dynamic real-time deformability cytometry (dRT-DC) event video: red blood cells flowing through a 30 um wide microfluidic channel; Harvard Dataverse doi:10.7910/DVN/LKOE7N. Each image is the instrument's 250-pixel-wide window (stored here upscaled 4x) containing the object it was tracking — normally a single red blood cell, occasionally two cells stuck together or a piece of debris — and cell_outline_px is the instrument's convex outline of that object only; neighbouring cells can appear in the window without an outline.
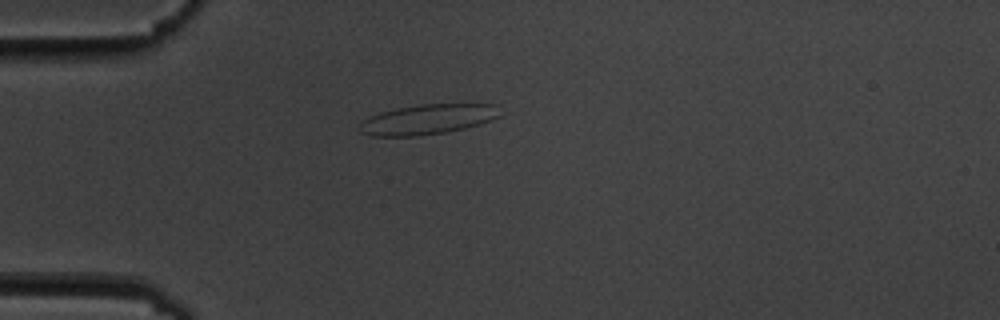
{"species": "common noctule bat (a hibernating species)", "species_latin": "Nyctalus noctula", "temperature_condition": "cold", "stored_images_in_passage": 6, "camera_frame_rate_fps": 3000, "um_per_image_px": 0.085, "animal": {"sex": "male", "body_mass_g": 19.5, "forearm_length_mm": 54.6}, "frame": {"image": 1, "passage_image": 3, "time_ms": 2.333, "image_size_px": [1000, 320], "cell_outline_px": [[500, 116], [492, 120], [464, 128], [444, 132], [420, 136], [372, 136], [360, 132], [360, 124], [364, 120], [380, 112], [396, 108], [420, 104], [500, 104]], "centroid_in_image_um": [36.39, 10.14], "position_along_channel_um": 48.6, "area_um2": 24.57}}
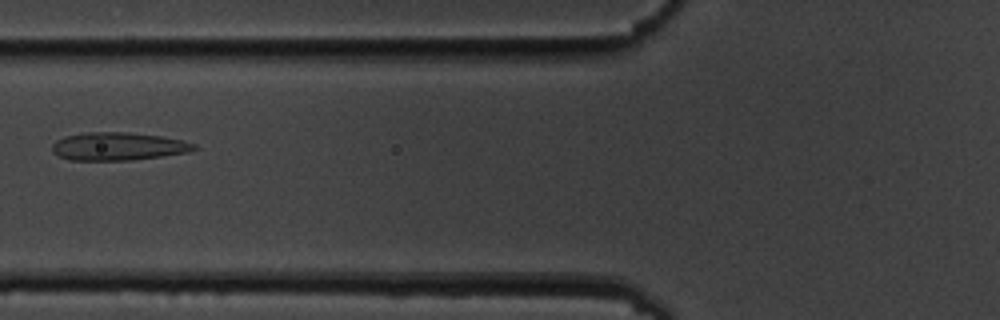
{"frame": {"image": 2, "passage_image": 5, "time_ms": 4.667, "image_size_px": [1000, 320], "cell_outline_px": [[200, 148], [188, 152], [132, 160], [68, 160], [52, 152], [52, 144], [56, 140], [64, 136], [88, 132], [128, 132], [160, 136], [180, 140], [196, 144]], "centroid_in_image_um": [10.02, 12.44], "position_along_channel_um": 115.8, "area_um2": 23.12}}
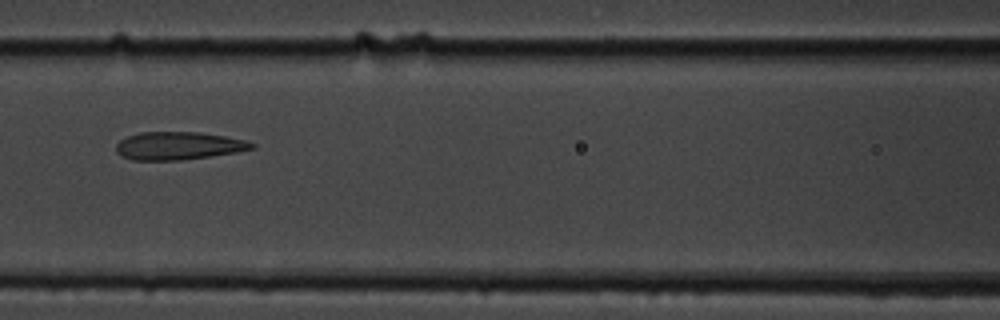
{"frame": {"image": 3, "passage_image": 6, "time_ms": 5.667, "image_size_px": [1000, 320], "cell_outline_px": [[256, 148], [236, 152], [180, 160], [132, 160], [120, 156], [116, 152], [116, 144], [120, 140], [128, 136], [140, 132], [200, 132], [224, 136], [244, 140], [256, 144]], "centroid_in_image_um": [15.14, 12.39], "position_along_channel_um": 151.5, "area_um2": 22.02}}